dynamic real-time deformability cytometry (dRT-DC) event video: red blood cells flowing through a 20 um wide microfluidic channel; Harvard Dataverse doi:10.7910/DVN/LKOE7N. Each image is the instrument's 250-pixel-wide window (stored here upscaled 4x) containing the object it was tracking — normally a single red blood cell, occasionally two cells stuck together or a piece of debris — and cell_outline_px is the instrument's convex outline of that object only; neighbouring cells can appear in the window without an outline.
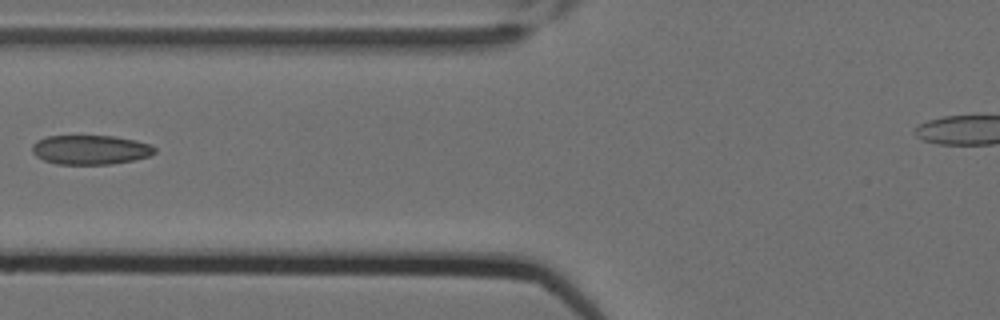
{"species": "Egyptian fruit bat (a non-hibernating species)", "species_latin": "Rousettus aegyptiacus", "temperature_condition": "cold", "stored_images_in_passage": 6, "camera_frame_rate_fps": 3000, "um_per_image_px": 0.085, "animal": {"sex": "female"}, "frame": {"image": 1, "passage_image": 3, "time_ms": 0.667, "image_size_px": [1000, 320], "cell_outline_px": [[156, 152], [152, 156], [112, 164], [56, 164], [44, 160], [36, 156], [32, 152], [32, 144], [36, 140], [44, 136], [112, 136], [136, 140], [152, 144], [156, 148]], "centroid_in_image_um": [7.7, 12.72], "position_along_channel_um": 118.1, "area_um2": 21.21}}
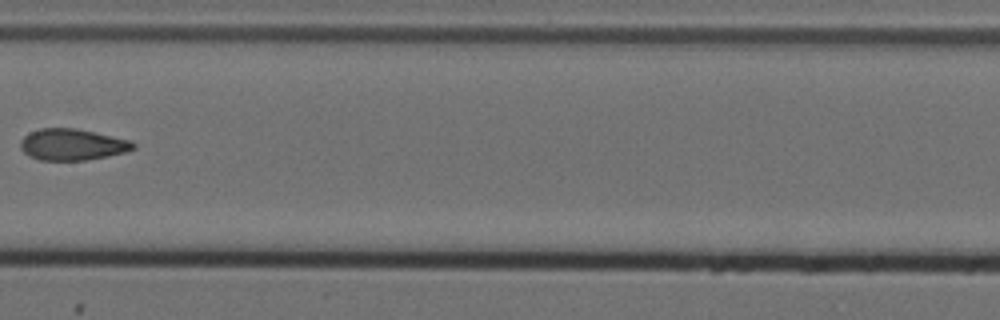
{"frame": {"image": 2, "passage_image": 5, "time_ms": 1.333, "image_size_px": [1000, 320], "cell_outline_px": [[136, 148], [124, 152], [108, 156], [84, 160], [40, 160], [28, 156], [20, 148], [20, 140], [28, 132], [40, 128], [76, 128], [132, 140], [136, 144]], "centroid_in_image_um": [6.13, 12.28], "position_along_channel_um": 201.3, "area_um2": 20.81}}
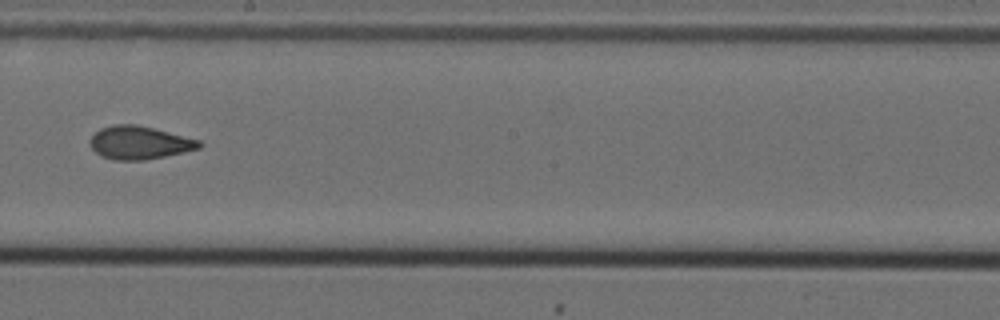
{"frame": {"image": 3, "passage_image": 6, "time_ms": 1.667, "image_size_px": [1000, 320], "cell_outline_px": [[204, 144], [200, 148], [184, 152], [144, 160], [112, 160], [100, 156], [88, 144], [88, 140], [100, 128], [112, 124], [136, 124], [200, 140]], "centroid_in_image_um": [11.81, 12.13], "position_along_channel_um": 236.4, "area_um2": 21.15}}